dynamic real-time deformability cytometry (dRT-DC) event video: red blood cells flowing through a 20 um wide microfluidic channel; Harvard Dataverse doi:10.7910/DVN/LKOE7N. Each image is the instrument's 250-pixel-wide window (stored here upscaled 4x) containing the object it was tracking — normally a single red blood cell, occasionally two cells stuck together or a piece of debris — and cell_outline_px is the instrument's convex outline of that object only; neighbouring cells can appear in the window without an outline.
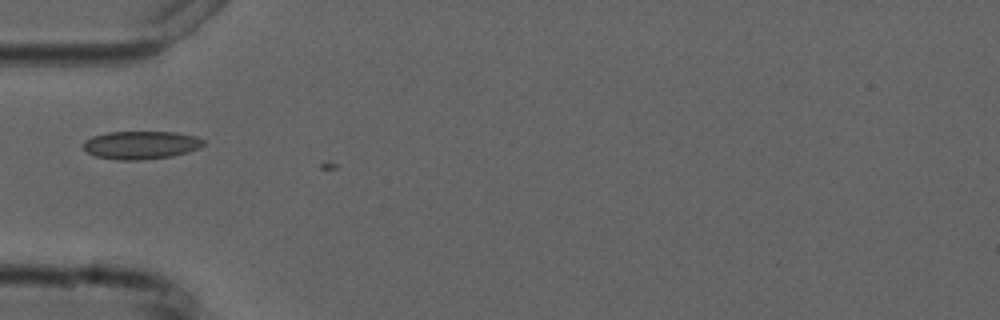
{"species": "common noctule bat (a hibernating species)", "species_latin": "Nyctalus noctula", "temperature_condition": "cold", "stored_images_in_passage": 5, "camera_frame_rate_fps": 3000, "um_per_image_px": 0.085, "animal": {"sex": "male", "forearm_length_mm": 52.5}, "frame": {"image": 1, "passage_image": 3, "time_ms": 3.0, "image_size_px": [1000, 320], "cell_outline_px": [[204, 144], [200, 148], [188, 152], [172, 156], [144, 160], [116, 160], [96, 156], [88, 152], [84, 148], [84, 140], [92, 136], [108, 132], [176, 132], [196, 136], [204, 140]], "centroid_in_image_um": [12.0, 12.33], "position_along_channel_um": 73.0, "area_um2": 19.77}}